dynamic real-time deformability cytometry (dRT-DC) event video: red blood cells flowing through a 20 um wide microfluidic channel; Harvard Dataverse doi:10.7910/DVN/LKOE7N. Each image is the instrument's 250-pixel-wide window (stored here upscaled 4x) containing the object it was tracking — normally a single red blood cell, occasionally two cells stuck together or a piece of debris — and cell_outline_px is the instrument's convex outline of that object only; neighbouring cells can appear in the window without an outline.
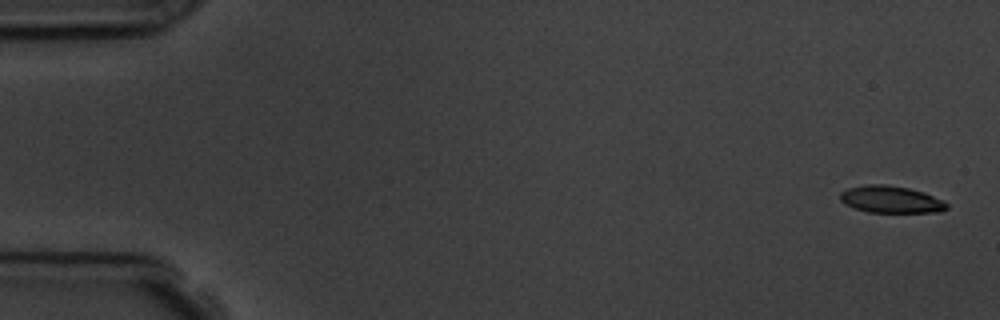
{"species": "common noctule bat (a hibernating species)", "species_latin": "Nyctalus noctula", "temperature_condition": "room temperature", "stored_images_in_passage": 5, "camera_frame_rate_fps": 3000, "um_per_image_px": 0.085, "animal": {"sex": "male", "body_mass_g": 19.5, "forearm_length_mm": 54.6}, "frame": {"image": 1, "passage_image": 1, "time_ms": 0.0, "image_size_px": [1000, 320], "cell_outline_px": [[948, 208], [940, 212], [868, 212], [844, 204], [840, 200], [840, 192], [848, 188], [868, 184], [884, 184], [908, 188], [924, 192], [944, 200], [948, 204]], "centroid_in_image_um": [75.74, 16.95], "position_along_channel_um": 9.3, "area_um2": 16.82}}
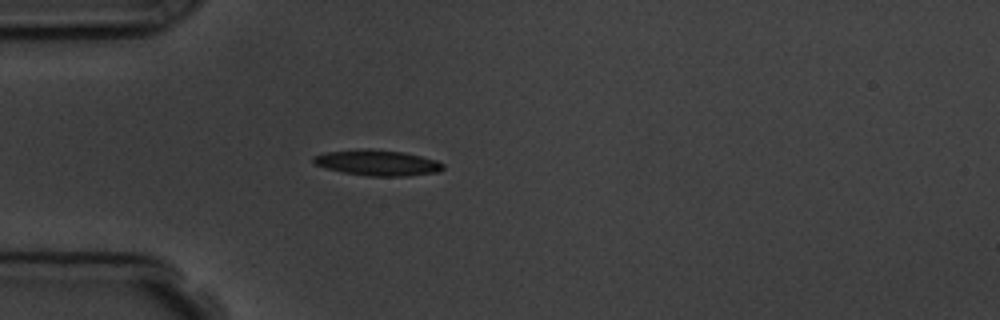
{"frame": {"image": 2, "passage_image": 5, "time_ms": 4.667, "image_size_px": [1000, 320], "cell_outline_px": [[444, 168], [440, 172], [408, 176], [368, 176], [344, 172], [312, 164], [312, 156], [324, 152], [368, 148], [404, 152], [436, 160], [444, 164]], "centroid_in_image_um": [32.08, 13.83], "position_along_channel_um": 52.9, "area_um2": 19.54}}